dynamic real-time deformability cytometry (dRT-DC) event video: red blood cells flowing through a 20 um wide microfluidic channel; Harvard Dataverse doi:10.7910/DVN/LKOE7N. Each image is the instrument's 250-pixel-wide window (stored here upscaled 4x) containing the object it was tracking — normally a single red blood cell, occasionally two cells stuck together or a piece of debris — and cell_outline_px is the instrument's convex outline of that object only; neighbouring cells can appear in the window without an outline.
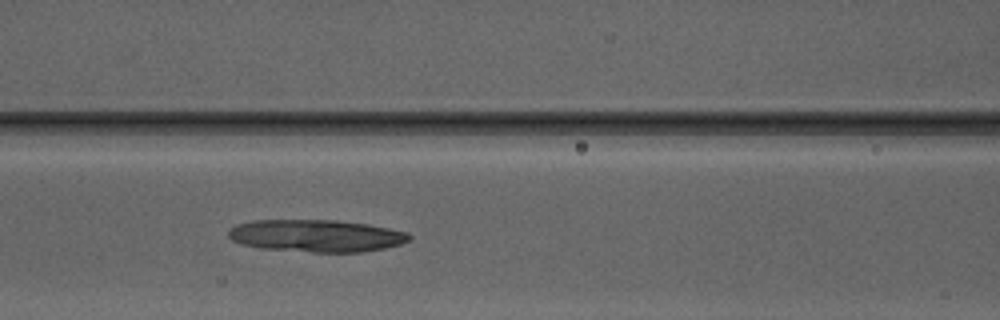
{"species": "Egyptian fruit bat (a non-hibernating species)", "species_latin": "Rousettus aegyptiacus", "temperature_condition": "warm", "stored_images_in_passage": 5, "camera_frame_rate_fps": 3000, "um_per_image_px": 0.085, "animal": {"sex": "male"}, "frame": {"image": 1, "passage_image": 5, "time_ms": 5.0, "image_size_px": [1000, 320], "cell_outline_px": [[412, 236], [408, 240], [400, 244], [384, 248], [364, 252], [312, 252], [260, 248], [240, 244], [232, 240], [228, 236], [228, 232], [236, 224], [252, 220], [336, 220], [368, 224], [408, 232]], "centroid_in_image_um": [26.87, 20.04], "position_along_channel_um": 139.7, "area_um2": 34.1}}